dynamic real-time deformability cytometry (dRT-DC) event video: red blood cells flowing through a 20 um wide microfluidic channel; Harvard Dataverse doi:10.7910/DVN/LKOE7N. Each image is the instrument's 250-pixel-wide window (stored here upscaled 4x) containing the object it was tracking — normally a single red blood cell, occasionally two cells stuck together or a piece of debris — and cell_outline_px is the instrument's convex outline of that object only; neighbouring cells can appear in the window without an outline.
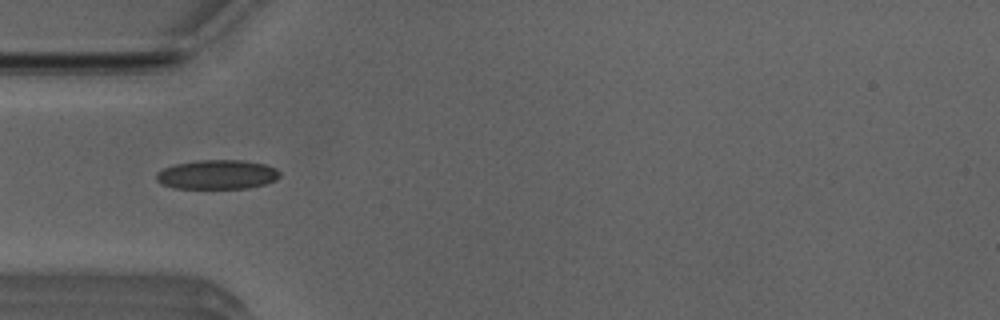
{"species": "Egyptian fruit bat (a non-hibernating species)", "species_latin": "Rousettus aegyptiacus", "temperature_condition": "room temperature", "stored_images_in_passage": 18, "camera_frame_rate_fps": 3000, "um_per_image_px": 0.085, "animal": {"sex": "male"}, "frame": {"image": 1, "passage_image": 3, "time_ms": 0.667, "image_size_px": [1000, 320], "cell_outline_px": [[280, 176], [276, 180], [264, 184], [248, 188], [176, 188], [160, 184], [156, 180], [156, 172], [164, 168], [176, 164], [200, 160], [244, 160], [264, 164], [276, 168], [280, 172]], "centroid_in_image_um": [18.46, 14.83], "position_along_channel_um": 66.5, "area_um2": 21.1}}
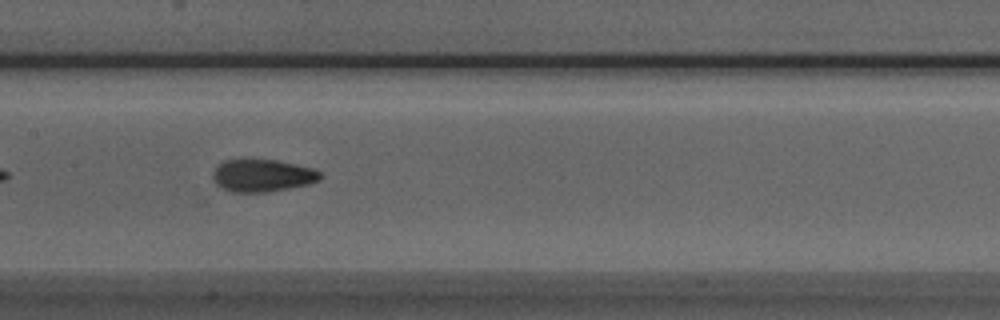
{"frame": {"image": 2, "passage_image": 12, "time_ms": 3.667, "image_size_px": [1000, 320], "cell_outline_px": [[324, 176], [320, 180], [308, 184], [268, 192], [232, 192], [216, 184], [212, 176], [212, 172], [224, 160], [276, 160], [296, 164], [312, 168], [320, 172]], "centroid_in_image_um": [22.33, 14.92], "position_along_channel_um": 185.1, "area_um2": 20.17}}
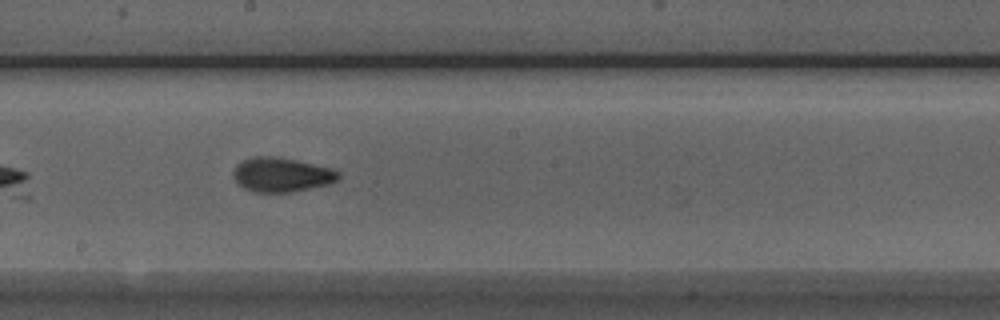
{"frame": {"image": 3, "passage_image": 15, "time_ms": 4.667, "image_size_px": [1000, 320], "cell_outline_px": [[340, 176], [336, 180], [328, 184], [292, 192], [256, 192], [244, 188], [232, 176], [232, 172], [236, 164], [252, 156], [272, 156], [296, 160], [332, 168], [340, 172]], "centroid_in_image_um": [23.92, 14.84], "position_along_channel_um": 224.3, "area_um2": 20.98}}